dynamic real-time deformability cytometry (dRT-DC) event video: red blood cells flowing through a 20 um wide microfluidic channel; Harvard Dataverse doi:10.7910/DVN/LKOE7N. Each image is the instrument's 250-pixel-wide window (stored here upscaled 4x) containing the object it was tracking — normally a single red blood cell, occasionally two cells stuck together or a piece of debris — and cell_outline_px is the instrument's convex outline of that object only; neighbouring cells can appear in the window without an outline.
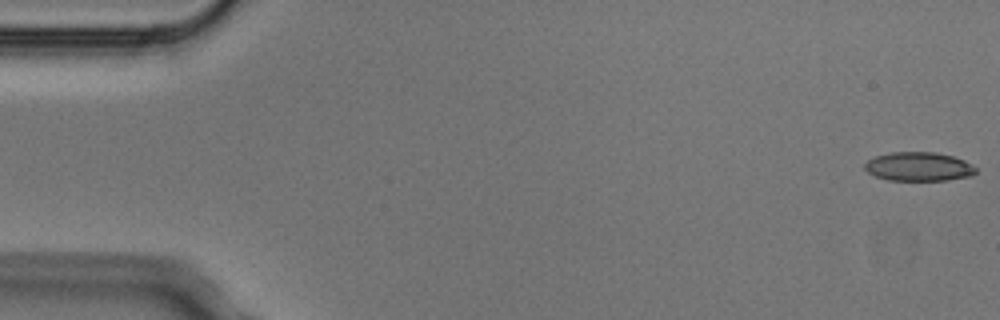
{"species": "Egyptian fruit bat (a non-hibernating species)", "species_latin": "Rousettus aegyptiacus", "temperature_condition": "cold", "stored_images_in_passage": 3, "camera_frame_rate_fps": 3000, "um_per_image_px": 0.085, "animal": {"sex": "male"}, "frame": {"image": 1, "passage_image": 1, "time_ms": 0.0, "image_size_px": [1000, 320], "cell_outline_px": [[976, 172], [972, 176], [948, 180], [888, 180], [876, 176], [868, 172], [864, 168], [864, 164], [868, 160], [876, 156], [892, 152], [936, 152], [952, 156], [964, 160], [972, 164], [976, 168]], "centroid_in_image_um": [78.11, 14.16], "position_along_channel_um": 6.9, "area_um2": 18.73}}